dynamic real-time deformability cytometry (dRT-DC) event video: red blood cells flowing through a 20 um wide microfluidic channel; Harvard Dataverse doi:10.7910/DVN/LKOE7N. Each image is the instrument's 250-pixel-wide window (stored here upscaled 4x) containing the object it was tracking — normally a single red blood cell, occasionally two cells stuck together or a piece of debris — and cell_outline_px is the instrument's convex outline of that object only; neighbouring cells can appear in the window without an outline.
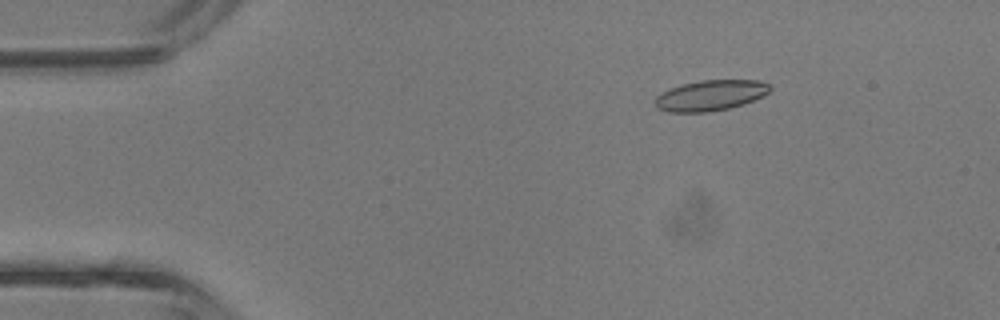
{"species": "common noctule bat (a hibernating species)", "species_latin": "Nyctalus noctula", "temperature_condition": "room temperature", "stored_images_in_passage": 2, "camera_frame_rate_fps": 3000, "um_per_image_px": 0.085, "animal": {"sex": "male", "body_mass_g": 13.3}, "frame": {"image": 1, "passage_image": 2, "time_ms": 0.333, "image_size_px": [1000, 320], "cell_outline_px": [[772, 88], [764, 96], [744, 104], [728, 108], [708, 112], [668, 112], [656, 108], [652, 100], [656, 96], [672, 88], [684, 84], [700, 80], [756, 80], [772, 84]], "centroid_in_image_um": [60.4, 8.11], "position_along_channel_um": 24.6, "area_um2": 20.58}}